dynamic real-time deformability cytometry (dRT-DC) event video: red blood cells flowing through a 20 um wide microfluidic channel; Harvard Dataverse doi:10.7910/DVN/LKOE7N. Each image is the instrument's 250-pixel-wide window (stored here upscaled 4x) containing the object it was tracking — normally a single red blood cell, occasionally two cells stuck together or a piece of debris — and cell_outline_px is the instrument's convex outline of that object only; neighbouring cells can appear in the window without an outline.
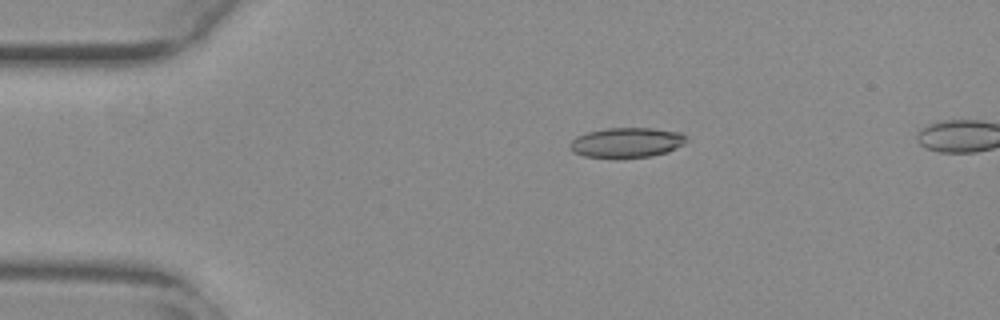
{"species": "common noctule bat (a hibernating species)", "species_latin": "Nyctalus noctula", "temperature_condition": "warm", "stored_images_in_passage": 44, "camera_frame_rate_fps": 3000, "um_per_image_px": 0.085, "animal": {"sex": "female", "body_mass_g": 29.2, "forearm_length_mm": 56.3}, "frame": {"image": 1, "passage_image": 1, "time_ms": 0.0, "image_size_px": [1000, 320], "cell_outline_px": [[688, 140], [684, 144], [668, 152], [652, 156], [584, 156], [572, 152], [568, 144], [576, 136], [588, 132], [608, 128], [652, 128], [680, 132], [688, 136]], "centroid_in_image_um": [53.3, 12.09], "position_along_channel_um": 31.7, "area_um2": 20.06}}
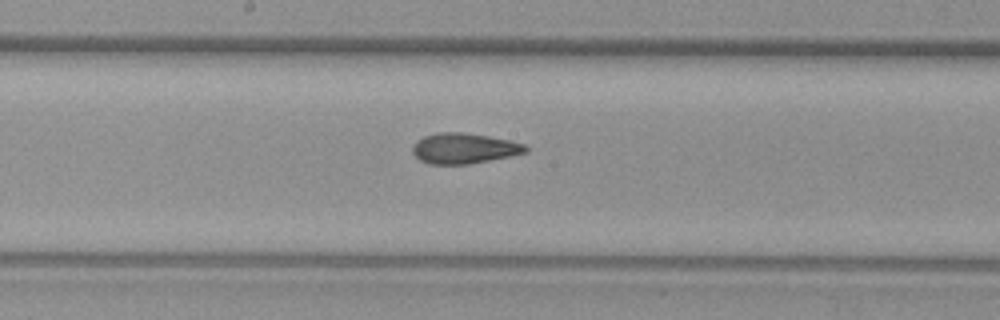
{"frame": {"image": 2, "passage_image": 19, "time_ms": 6.0, "image_size_px": [1000, 320], "cell_outline_px": [[528, 152], [512, 156], [468, 164], [428, 164], [420, 160], [412, 152], [412, 144], [416, 140], [424, 136], [436, 132], [460, 132], [488, 136], [508, 140], [524, 144], [528, 148]], "centroid_in_image_um": [39.42, 12.61], "position_along_channel_um": 208.8, "area_um2": 20.17}}
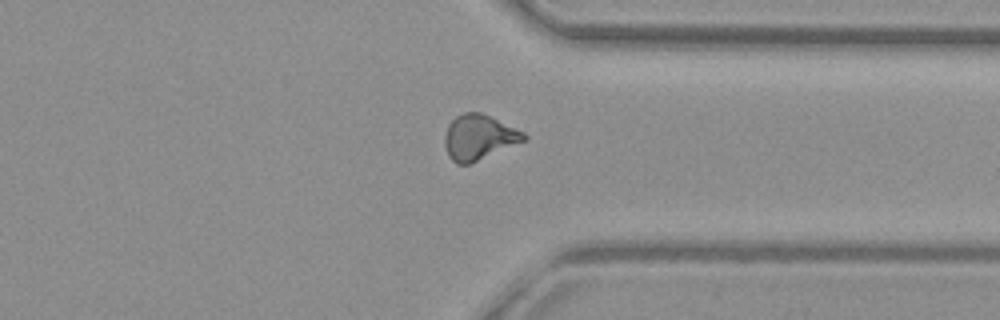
{"frame": {"image": 3, "passage_image": 32, "time_ms": 10.333, "image_size_px": [1000, 320], "cell_outline_px": [[528, 140], [468, 164], [456, 164], [448, 156], [444, 144], [444, 136], [448, 124], [456, 116], [464, 112], [480, 112], [524, 132], [528, 136]], "centroid_in_image_um": [40.7, 11.67], "position_along_channel_um": 370.7, "area_um2": 20.81}, "authors_computed_cell_mechanics": {"area_um2": 20.0855, "velocity_mm_per_s": 3.7884, "shape_relaxation_time_tau1_ms": null, "shape_relaxation_time_tau2_ms": 2.221, "deformation_change_tau1": null, "deformation_change_tau2": 0.089}}